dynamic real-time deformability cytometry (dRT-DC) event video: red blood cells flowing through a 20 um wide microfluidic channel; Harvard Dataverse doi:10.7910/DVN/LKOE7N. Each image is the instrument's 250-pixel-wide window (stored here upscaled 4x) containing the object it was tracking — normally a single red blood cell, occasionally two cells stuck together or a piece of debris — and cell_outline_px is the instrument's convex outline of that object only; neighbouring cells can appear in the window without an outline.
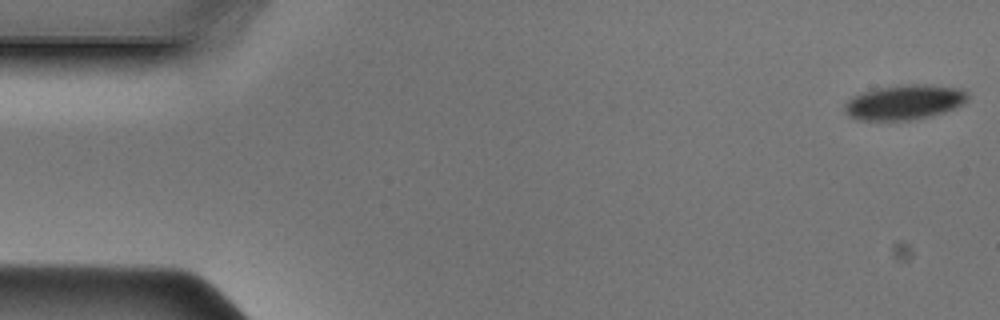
{"species": "Egyptian fruit bat (a non-hibernating species)", "species_latin": "Rousettus aegyptiacus", "temperature_condition": "cold", "stored_images_in_passage": 47, "camera_frame_rate_fps": 3000, "um_per_image_px": 0.085, "animal": {"sex": "male"}, "frame": {"image": 1, "passage_image": 1, "time_ms": 0.0, "image_size_px": [1000, 320], "cell_outline_px": [[968, 100], [964, 104], [944, 112], [928, 116], [908, 120], [856, 120], [848, 116], [844, 112], [844, 104], [848, 100], [864, 92], [876, 88], [900, 84], [928, 84], [960, 88], [968, 92]], "centroid_in_image_um": [76.88, 8.68], "position_along_channel_um": 8.1, "area_um2": 25.14}}
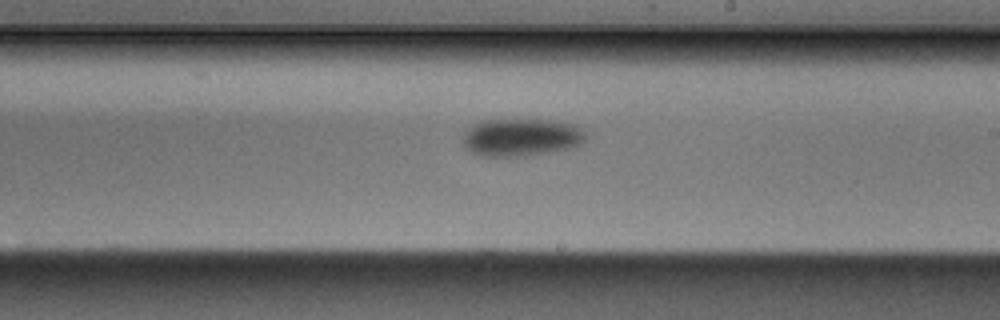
{"frame": {"image": 2, "passage_image": 27, "time_ms": 8.667, "image_size_px": [1000, 320], "cell_outline_px": [[588, 136], [576, 148], [516, 156], [484, 156], [472, 152], [464, 148], [460, 140], [472, 124], [480, 120], [552, 120], [576, 124]], "centroid_in_image_um": [44.3, 11.66], "position_along_channel_um": 244.7, "area_um2": 27.11}}
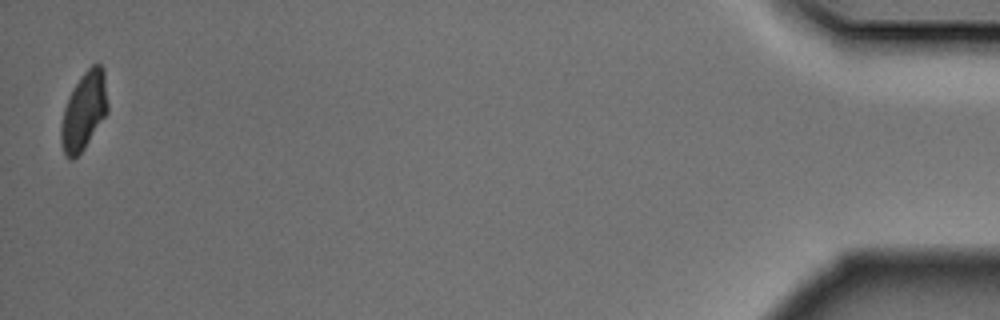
{"frame": {"image": 3, "passage_image": 47, "time_ms": 15.333, "image_size_px": [1000, 320], "cell_outline_px": [[108, 112], [84, 148], [72, 160], [68, 160], [64, 152], [60, 140], [60, 124], [64, 108], [68, 96], [84, 72], [92, 64], [100, 64], [104, 68], [108, 104]], "centroid_in_image_um": [7.13, 9.43], "position_along_channel_um": 428.1, "area_um2": 21.21}}